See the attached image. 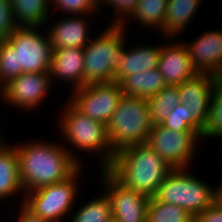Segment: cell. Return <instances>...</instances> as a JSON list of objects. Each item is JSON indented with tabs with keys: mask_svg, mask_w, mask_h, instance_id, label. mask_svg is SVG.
<instances>
[{
	"mask_svg": "<svg viewBox=\"0 0 222 222\" xmlns=\"http://www.w3.org/2000/svg\"><path fill=\"white\" fill-rule=\"evenodd\" d=\"M21 143L13 146L24 193L64 181L82 166V159L61 144L42 140Z\"/></svg>",
	"mask_w": 222,
	"mask_h": 222,
	"instance_id": "6da1fadb",
	"label": "cell"
},
{
	"mask_svg": "<svg viewBox=\"0 0 222 222\" xmlns=\"http://www.w3.org/2000/svg\"><path fill=\"white\" fill-rule=\"evenodd\" d=\"M106 170L124 187L152 198L172 168L144 143L117 151Z\"/></svg>",
	"mask_w": 222,
	"mask_h": 222,
	"instance_id": "7a4b0ae2",
	"label": "cell"
},
{
	"mask_svg": "<svg viewBox=\"0 0 222 222\" xmlns=\"http://www.w3.org/2000/svg\"><path fill=\"white\" fill-rule=\"evenodd\" d=\"M64 105L58 122L60 136L77 150L96 152L101 157L100 170H106L116 153L110 144L107 126L80 112L69 100Z\"/></svg>",
	"mask_w": 222,
	"mask_h": 222,
	"instance_id": "3957f363",
	"label": "cell"
},
{
	"mask_svg": "<svg viewBox=\"0 0 222 222\" xmlns=\"http://www.w3.org/2000/svg\"><path fill=\"white\" fill-rule=\"evenodd\" d=\"M83 48L84 85L115 81V70L126 46L122 25L109 24Z\"/></svg>",
	"mask_w": 222,
	"mask_h": 222,
	"instance_id": "277c9868",
	"label": "cell"
},
{
	"mask_svg": "<svg viewBox=\"0 0 222 222\" xmlns=\"http://www.w3.org/2000/svg\"><path fill=\"white\" fill-rule=\"evenodd\" d=\"M152 127L148 100L122 96L107 125L112 149L117 152L127 146L146 143Z\"/></svg>",
	"mask_w": 222,
	"mask_h": 222,
	"instance_id": "5b68a950",
	"label": "cell"
},
{
	"mask_svg": "<svg viewBox=\"0 0 222 222\" xmlns=\"http://www.w3.org/2000/svg\"><path fill=\"white\" fill-rule=\"evenodd\" d=\"M189 171V168L172 169L154 198L182 207L194 217L214 203V188Z\"/></svg>",
	"mask_w": 222,
	"mask_h": 222,
	"instance_id": "8992f818",
	"label": "cell"
},
{
	"mask_svg": "<svg viewBox=\"0 0 222 222\" xmlns=\"http://www.w3.org/2000/svg\"><path fill=\"white\" fill-rule=\"evenodd\" d=\"M82 166L64 181L22 193L21 204L34 216L51 222H62L71 214L77 199L78 182ZM78 178V179H77Z\"/></svg>",
	"mask_w": 222,
	"mask_h": 222,
	"instance_id": "52a82bcc",
	"label": "cell"
},
{
	"mask_svg": "<svg viewBox=\"0 0 222 222\" xmlns=\"http://www.w3.org/2000/svg\"><path fill=\"white\" fill-rule=\"evenodd\" d=\"M43 27L18 26L7 41L17 52L18 68L23 73H49L52 45L49 34H40Z\"/></svg>",
	"mask_w": 222,
	"mask_h": 222,
	"instance_id": "ba28073f",
	"label": "cell"
},
{
	"mask_svg": "<svg viewBox=\"0 0 222 222\" xmlns=\"http://www.w3.org/2000/svg\"><path fill=\"white\" fill-rule=\"evenodd\" d=\"M200 136L196 132H175L161 124L153 125L146 144L172 168L192 165Z\"/></svg>",
	"mask_w": 222,
	"mask_h": 222,
	"instance_id": "9c48e42d",
	"label": "cell"
},
{
	"mask_svg": "<svg viewBox=\"0 0 222 222\" xmlns=\"http://www.w3.org/2000/svg\"><path fill=\"white\" fill-rule=\"evenodd\" d=\"M69 96L80 112L107 126L123 94L120 83L112 81L84 85Z\"/></svg>",
	"mask_w": 222,
	"mask_h": 222,
	"instance_id": "30bf717a",
	"label": "cell"
},
{
	"mask_svg": "<svg viewBox=\"0 0 222 222\" xmlns=\"http://www.w3.org/2000/svg\"><path fill=\"white\" fill-rule=\"evenodd\" d=\"M51 86L50 73H22L0 89V97L5 103L30 112L43 104Z\"/></svg>",
	"mask_w": 222,
	"mask_h": 222,
	"instance_id": "8fae6325",
	"label": "cell"
},
{
	"mask_svg": "<svg viewBox=\"0 0 222 222\" xmlns=\"http://www.w3.org/2000/svg\"><path fill=\"white\" fill-rule=\"evenodd\" d=\"M104 193L118 222H146L149 197L120 184L107 170H100Z\"/></svg>",
	"mask_w": 222,
	"mask_h": 222,
	"instance_id": "7c38bea8",
	"label": "cell"
},
{
	"mask_svg": "<svg viewBox=\"0 0 222 222\" xmlns=\"http://www.w3.org/2000/svg\"><path fill=\"white\" fill-rule=\"evenodd\" d=\"M218 76L198 73L178 85L180 103L189 111V118L203 131L206 127L212 91Z\"/></svg>",
	"mask_w": 222,
	"mask_h": 222,
	"instance_id": "4fadbf2b",
	"label": "cell"
},
{
	"mask_svg": "<svg viewBox=\"0 0 222 222\" xmlns=\"http://www.w3.org/2000/svg\"><path fill=\"white\" fill-rule=\"evenodd\" d=\"M183 42L198 73L219 76L222 73V30H210L192 42Z\"/></svg>",
	"mask_w": 222,
	"mask_h": 222,
	"instance_id": "5bb4252c",
	"label": "cell"
},
{
	"mask_svg": "<svg viewBox=\"0 0 222 222\" xmlns=\"http://www.w3.org/2000/svg\"><path fill=\"white\" fill-rule=\"evenodd\" d=\"M158 69L166 85L178 86L198 74L183 41L162 45Z\"/></svg>",
	"mask_w": 222,
	"mask_h": 222,
	"instance_id": "9a60e30c",
	"label": "cell"
},
{
	"mask_svg": "<svg viewBox=\"0 0 222 222\" xmlns=\"http://www.w3.org/2000/svg\"><path fill=\"white\" fill-rule=\"evenodd\" d=\"M50 77L69 82L71 92L84 86V54L82 48L52 49Z\"/></svg>",
	"mask_w": 222,
	"mask_h": 222,
	"instance_id": "2e32d148",
	"label": "cell"
},
{
	"mask_svg": "<svg viewBox=\"0 0 222 222\" xmlns=\"http://www.w3.org/2000/svg\"><path fill=\"white\" fill-rule=\"evenodd\" d=\"M85 15H70L50 25L48 34L52 49L84 48L89 42V20ZM89 40V41H88Z\"/></svg>",
	"mask_w": 222,
	"mask_h": 222,
	"instance_id": "e0dca14e",
	"label": "cell"
},
{
	"mask_svg": "<svg viewBox=\"0 0 222 222\" xmlns=\"http://www.w3.org/2000/svg\"><path fill=\"white\" fill-rule=\"evenodd\" d=\"M161 52L162 45L160 44L125 49L119 66L115 70V82L120 83L133 73H144V71L158 68Z\"/></svg>",
	"mask_w": 222,
	"mask_h": 222,
	"instance_id": "ac0fdd59",
	"label": "cell"
},
{
	"mask_svg": "<svg viewBox=\"0 0 222 222\" xmlns=\"http://www.w3.org/2000/svg\"><path fill=\"white\" fill-rule=\"evenodd\" d=\"M202 0H168L164 20V39H172L180 36L185 31L195 14L197 13Z\"/></svg>",
	"mask_w": 222,
	"mask_h": 222,
	"instance_id": "d6986e66",
	"label": "cell"
},
{
	"mask_svg": "<svg viewBox=\"0 0 222 222\" xmlns=\"http://www.w3.org/2000/svg\"><path fill=\"white\" fill-rule=\"evenodd\" d=\"M120 86L123 96L148 99L160 92L166 84L159 69L155 68L125 77Z\"/></svg>",
	"mask_w": 222,
	"mask_h": 222,
	"instance_id": "ffe728a7",
	"label": "cell"
},
{
	"mask_svg": "<svg viewBox=\"0 0 222 222\" xmlns=\"http://www.w3.org/2000/svg\"><path fill=\"white\" fill-rule=\"evenodd\" d=\"M24 192L18 167V156L13 145L0 149V200Z\"/></svg>",
	"mask_w": 222,
	"mask_h": 222,
	"instance_id": "44dd1931",
	"label": "cell"
},
{
	"mask_svg": "<svg viewBox=\"0 0 222 222\" xmlns=\"http://www.w3.org/2000/svg\"><path fill=\"white\" fill-rule=\"evenodd\" d=\"M10 2L17 26L41 27L48 24L52 13L49 0H10Z\"/></svg>",
	"mask_w": 222,
	"mask_h": 222,
	"instance_id": "7402d4cb",
	"label": "cell"
},
{
	"mask_svg": "<svg viewBox=\"0 0 222 222\" xmlns=\"http://www.w3.org/2000/svg\"><path fill=\"white\" fill-rule=\"evenodd\" d=\"M168 0H138L135 10L121 24L125 29L127 20L132 18L137 23L147 29H156L164 37V20Z\"/></svg>",
	"mask_w": 222,
	"mask_h": 222,
	"instance_id": "603a6c76",
	"label": "cell"
},
{
	"mask_svg": "<svg viewBox=\"0 0 222 222\" xmlns=\"http://www.w3.org/2000/svg\"><path fill=\"white\" fill-rule=\"evenodd\" d=\"M147 100L153 125L160 124L180 103L178 86L166 85L160 92Z\"/></svg>",
	"mask_w": 222,
	"mask_h": 222,
	"instance_id": "cb8c5ba5",
	"label": "cell"
},
{
	"mask_svg": "<svg viewBox=\"0 0 222 222\" xmlns=\"http://www.w3.org/2000/svg\"><path fill=\"white\" fill-rule=\"evenodd\" d=\"M85 202L79 208L70 222H108L113 218L110 200L105 193Z\"/></svg>",
	"mask_w": 222,
	"mask_h": 222,
	"instance_id": "d4e9b609",
	"label": "cell"
},
{
	"mask_svg": "<svg viewBox=\"0 0 222 222\" xmlns=\"http://www.w3.org/2000/svg\"><path fill=\"white\" fill-rule=\"evenodd\" d=\"M194 217L182 207L149 199L146 222H193Z\"/></svg>",
	"mask_w": 222,
	"mask_h": 222,
	"instance_id": "484cf974",
	"label": "cell"
},
{
	"mask_svg": "<svg viewBox=\"0 0 222 222\" xmlns=\"http://www.w3.org/2000/svg\"><path fill=\"white\" fill-rule=\"evenodd\" d=\"M213 137H222V82L219 79H217L212 91L209 118L200 140Z\"/></svg>",
	"mask_w": 222,
	"mask_h": 222,
	"instance_id": "4316f807",
	"label": "cell"
},
{
	"mask_svg": "<svg viewBox=\"0 0 222 222\" xmlns=\"http://www.w3.org/2000/svg\"><path fill=\"white\" fill-rule=\"evenodd\" d=\"M22 73L15 48L7 40L0 41V89Z\"/></svg>",
	"mask_w": 222,
	"mask_h": 222,
	"instance_id": "83f0119b",
	"label": "cell"
},
{
	"mask_svg": "<svg viewBox=\"0 0 222 222\" xmlns=\"http://www.w3.org/2000/svg\"><path fill=\"white\" fill-rule=\"evenodd\" d=\"M160 124L175 132H196L200 137L202 135V130L189 118V111L182 103L177 104Z\"/></svg>",
	"mask_w": 222,
	"mask_h": 222,
	"instance_id": "f1b7e54d",
	"label": "cell"
},
{
	"mask_svg": "<svg viewBox=\"0 0 222 222\" xmlns=\"http://www.w3.org/2000/svg\"><path fill=\"white\" fill-rule=\"evenodd\" d=\"M49 5L55 6V10L72 15H86L90 17L91 13H98L101 9L98 0H49ZM98 10V11H97Z\"/></svg>",
	"mask_w": 222,
	"mask_h": 222,
	"instance_id": "f546056e",
	"label": "cell"
},
{
	"mask_svg": "<svg viewBox=\"0 0 222 222\" xmlns=\"http://www.w3.org/2000/svg\"><path fill=\"white\" fill-rule=\"evenodd\" d=\"M99 1V7L103 8V5H111V8H114L113 18L110 24H116L121 25L125 18L127 19L132 12L135 10L138 0H98ZM124 17V18H123Z\"/></svg>",
	"mask_w": 222,
	"mask_h": 222,
	"instance_id": "4dcf8cb0",
	"label": "cell"
},
{
	"mask_svg": "<svg viewBox=\"0 0 222 222\" xmlns=\"http://www.w3.org/2000/svg\"><path fill=\"white\" fill-rule=\"evenodd\" d=\"M17 27L10 0H0V41L7 40Z\"/></svg>",
	"mask_w": 222,
	"mask_h": 222,
	"instance_id": "1f68e13d",
	"label": "cell"
},
{
	"mask_svg": "<svg viewBox=\"0 0 222 222\" xmlns=\"http://www.w3.org/2000/svg\"><path fill=\"white\" fill-rule=\"evenodd\" d=\"M193 222H222V207L214 203L194 216Z\"/></svg>",
	"mask_w": 222,
	"mask_h": 222,
	"instance_id": "d6a6232c",
	"label": "cell"
},
{
	"mask_svg": "<svg viewBox=\"0 0 222 222\" xmlns=\"http://www.w3.org/2000/svg\"><path fill=\"white\" fill-rule=\"evenodd\" d=\"M19 208L18 215L16 217V222H51L49 220H45L42 218H39L37 216H34L32 213H30L22 204L20 205L19 203Z\"/></svg>",
	"mask_w": 222,
	"mask_h": 222,
	"instance_id": "836d02e7",
	"label": "cell"
},
{
	"mask_svg": "<svg viewBox=\"0 0 222 222\" xmlns=\"http://www.w3.org/2000/svg\"><path fill=\"white\" fill-rule=\"evenodd\" d=\"M219 188H214V204L222 207V181L219 182Z\"/></svg>",
	"mask_w": 222,
	"mask_h": 222,
	"instance_id": "e575fe53",
	"label": "cell"
},
{
	"mask_svg": "<svg viewBox=\"0 0 222 222\" xmlns=\"http://www.w3.org/2000/svg\"><path fill=\"white\" fill-rule=\"evenodd\" d=\"M0 132H1V130H0ZM5 145H6V143L3 140L2 133H0V149H2Z\"/></svg>",
	"mask_w": 222,
	"mask_h": 222,
	"instance_id": "d590c367",
	"label": "cell"
},
{
	"mask_svg": "<svg viewBox=\"0 0 222 222\" xmlns=\"http://www.w3.org/2000/svg\"><path fill=\"white\" fill-rule=\"evenodd\" d=\"M218 79L222 82V73L218 76Z\"/></svg>",
	"mask_w": 222,
	"mask_h": 222,
	"instance_id": "8d00e7d4",
	"label": "cell"
},
{
	"mask_svg": "<svg viewBox=\"0 0 222 222\" xmlns=\"http://www.w3.org/2000/svg\"><path fill=\"white\" fill-rule=\"evenodd\" d=\"M108 222H118V221H116L114 218H112L110 221H108Z\"/></svg>",
	"mask_w": 222,
	"mask_h": 222,
	"instance_id": "74e56055",
	"label": "cell"
}]
</instances>
